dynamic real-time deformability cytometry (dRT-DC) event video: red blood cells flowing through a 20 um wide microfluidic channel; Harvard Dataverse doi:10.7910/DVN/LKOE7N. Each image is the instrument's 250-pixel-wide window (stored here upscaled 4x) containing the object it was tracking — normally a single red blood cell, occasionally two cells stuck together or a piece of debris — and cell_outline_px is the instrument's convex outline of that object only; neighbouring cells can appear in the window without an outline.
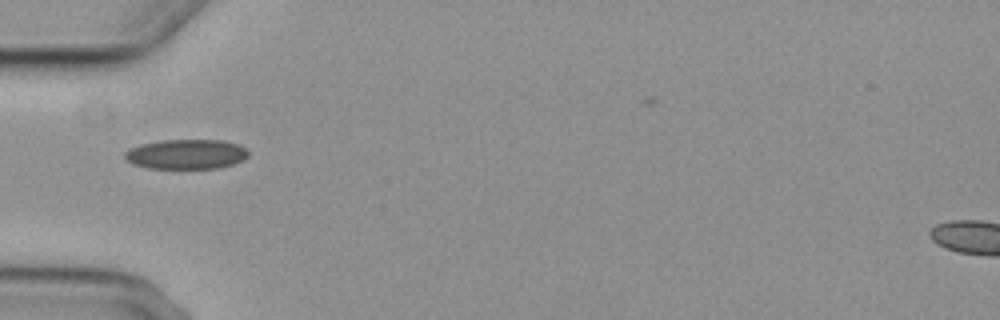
{"species": "common noctule bat (a hibernating species)", "species_latin": "Nyctalus noctula", "temperature_condition": "cold", "stored_images_in_passage": 3, "camera_frame_rate_fps": 3000, "um_per_image_px": 0.085, "animal": {"sex": "female", "body_mass_g": 29.2, "forearm_length_mm": 56.3}, "frame": {"image": 1, "passage_image": 1, "time_ms": 0.0, "image_size_px": [1000, 320], "cell_outline_px": [[248, 156], [244, 160], [220, 168], [148, 168], [132, 164], [124, 156], [124, 152], [140, 144], [160, 140], [224, 140], [236, 144], [244, 148], [248, 152]], "centroid_in_image_um": [15.83, 13.1], "position_along_channel_um": 69.2, "area_um2": 21.39}}
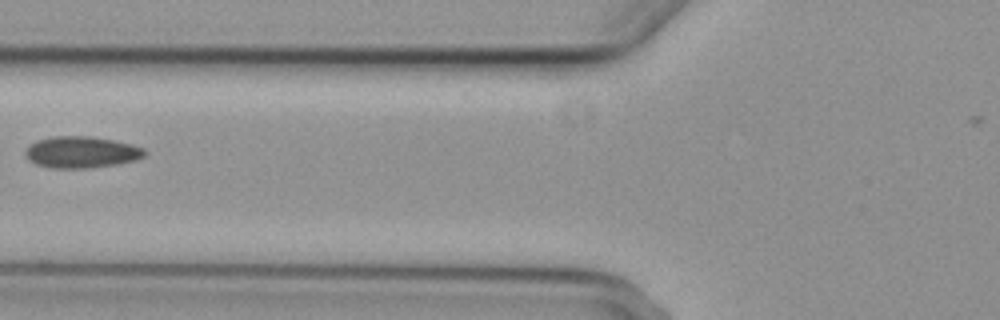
{"frame": {"image": 2, "passage_image": 2, "time_ms": 1.333, "image_size_px": [1000, 320], "cell_outline_px": [[144, 156], [132, 160], [116, 164], [88, 168], [52, 168], [36, 164], [28, 160], [24, 152], [36, 140], [52, 136], [88, 136], [112, 140], [132, 144], [144, 148]], "centroid_in_image_um": [6.88, 12.93], "position_along_channel_um": 118.9, "area_um2": 21.68}}
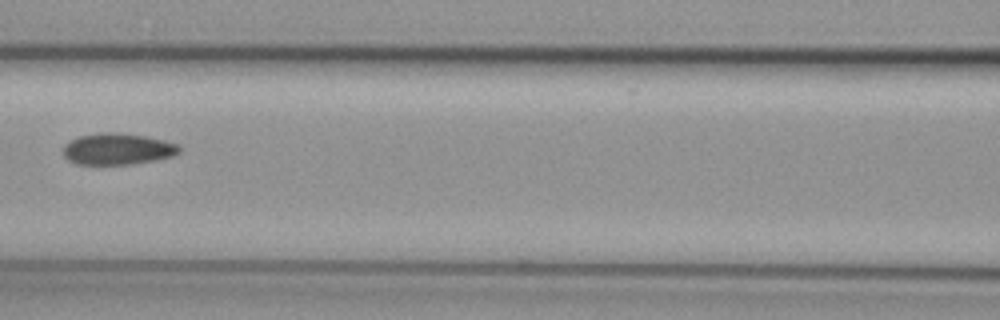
{"frame": {"image": 3, "passage_image": 3, "time_ms": 2.333, "image_size_px": [1000, 320], "cell_outline_px": [[180, 152], [172, 156], [156, 160], [132, 164], [76, 164], [68, 160], [64, 156], [64, 144], [80, 136], [100, 132], [116, 132], [144, 136], [164, 140], [180, 144]], "centroid_in_image_um": [10.01, 12.66], "position_along_channel_um": 156.6, "area_um2": 21.27}}